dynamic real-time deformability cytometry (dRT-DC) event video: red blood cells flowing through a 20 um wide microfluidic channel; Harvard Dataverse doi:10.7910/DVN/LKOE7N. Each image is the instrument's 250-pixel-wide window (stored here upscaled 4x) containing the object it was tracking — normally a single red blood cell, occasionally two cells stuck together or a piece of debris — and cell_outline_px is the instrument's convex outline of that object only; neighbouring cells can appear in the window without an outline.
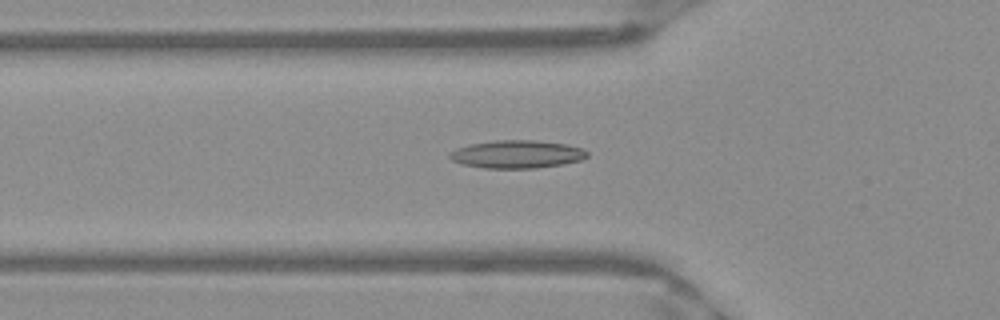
{"species": "Egyptian fruit bat (a non-hibernating species)", "species_latin": "Rousettus aegyptiacus", "temperature_condition": "warm", "stored_images_in_passage": 50, "camera_frame_rate_fps": 3000, "um_per_image_px": 0.085, "frame": {"image": 1, "passage_image": 17, "time_ms": 5.333, "image_size_px": [1000, 320], "cell_outline_px": [[588, 156], [580, 160], [564, 164], [536, 168], [484, 168], [460, 164], [452, 160], [448, 156], [456, 148], [468, 144], [496, 140], [536, 140], [568, 144], [580, 148], [588, 152]], "centroid_in_image_um": [43.93, 13.11], "position_along_channel_um": 81.9, "area_um2": 22.48}}
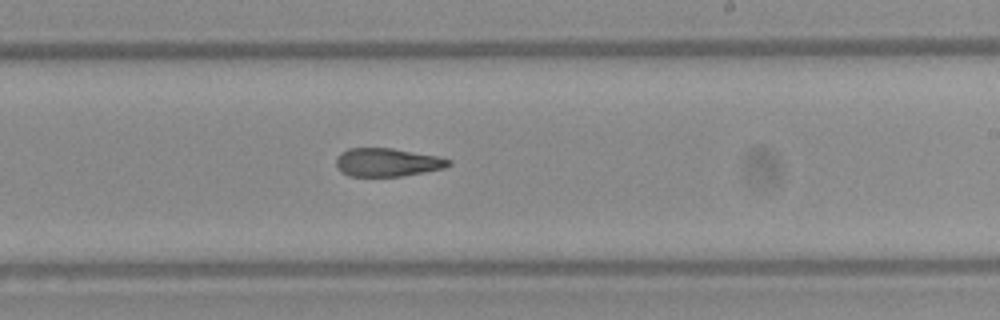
{"frame": {"image": 2, "passage_image": 30, "time_ms": 9.667, "image_size_px": [1000, 320], "cell_outline_px": [[452, 164], [444, 168], [424, 172], [400, 176], [348, 176], [340, 172], [336, 164], [336, 156], [340, 152], [348, 148], [392, 148], [440, 156], [452, 160]], "centroid_in_image_um": [32.92, 13.79], "position_along_channel_um": 256.1, "area_um2": 18.79}}
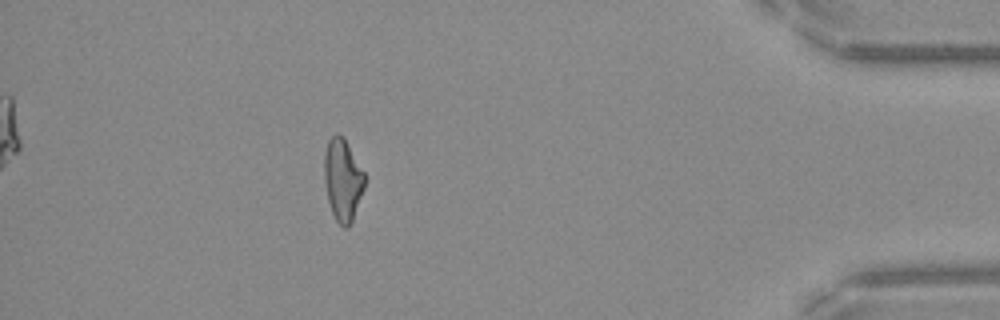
{"frame": {"image": 3, "passage_image": 45, "time_ms": 14.667, "image_size_px": [1000, 320], "cell_outline_px": [[364, 188], [352, 220], [348, 228], [344, 228], [336, 220], [332, 212], [328, 200], [324, 180], [324, 156], [328, 140], [336, 132], [344, 136], [364, 172]], "centroid_in_image_um": [29.12, 15.25], "position_along_channel_um": 406.1, "area_um2": 19.25}, "authors_computed_cell_mechanics": {"area_um2": 19.7676, "velocity_mm_per_s": 3.9959, "shape_relaxation_time_tau1_ms": null, "shape_relaxation_time_tau2_ms": 3.9388, "deformation_change_tau1": null, "deformation_change_tau2": 0.1428}}